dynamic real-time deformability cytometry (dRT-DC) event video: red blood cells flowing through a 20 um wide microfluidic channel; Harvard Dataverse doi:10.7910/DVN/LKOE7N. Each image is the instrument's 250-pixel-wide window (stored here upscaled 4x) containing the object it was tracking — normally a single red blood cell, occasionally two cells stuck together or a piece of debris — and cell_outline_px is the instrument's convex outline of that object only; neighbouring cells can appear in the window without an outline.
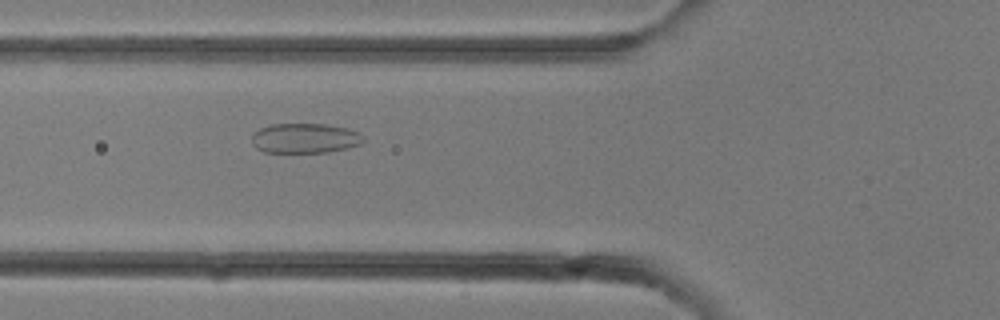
{"species": "common noctule bat (a hibernating species)", "species_latin": "Nyctalus noctula", "temperature_condition": "room temperature", "stored_images_in_passage": 12, "camera_frame_rate_fps": 3000, "um_per_image_px": 0.085, "animal": {"sex": "female"}, "frame": {"image": 1, "passage_image": 12, "time_ms": 3.667, "image_size_px": [1000, 320], "cell_outline_px": [[364, 140], [360, 144], [348, 148], [328, 152], [264, 152], [256, 148], [252, 144], [252, 136], [260, 128], [272, 124], [328, 124], [348, 128], [360, 132], [364, 136]], "centroid_in_image_um": [25.95, 11.74], "position_along_channel_um": 99.8, "area_um2": 19.54}}